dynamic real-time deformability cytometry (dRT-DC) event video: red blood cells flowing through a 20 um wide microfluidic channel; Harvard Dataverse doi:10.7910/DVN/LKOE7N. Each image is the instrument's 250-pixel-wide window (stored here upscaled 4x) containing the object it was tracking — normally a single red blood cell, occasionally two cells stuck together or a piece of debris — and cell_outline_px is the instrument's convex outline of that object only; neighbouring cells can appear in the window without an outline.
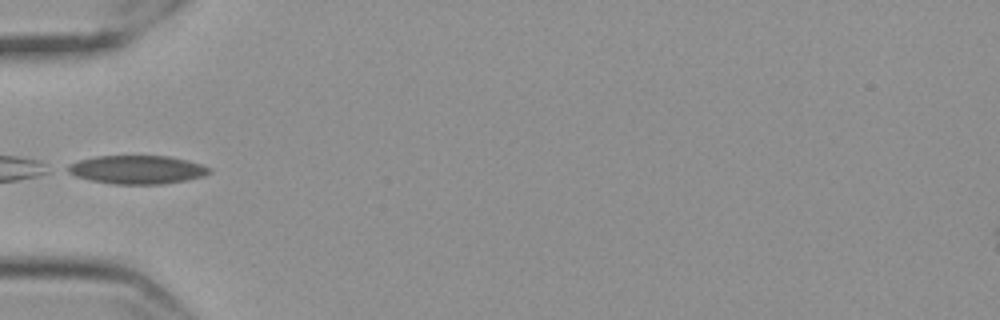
{"species": "Egyptian fruit bat (a non-hibernating species)", "species_latin": "Rousettus aegyptiacus", "temperature_condition": "cold", "stored_images_in_passage": 37, "camera_frame_rate_fps": 3000, "um_per_image_px": 0.085, "frame": {"image": 1, "passage_image": 1, "time_ms": 0.0, "image_size_px": [1000, 320], "cell_outline_px": [[212, 172], [204, 176], [164, 184], [112, 184], [92, 180], [76, 176], [68, 172], [68, 164], [80, 160], [96, 156], [168, 156], [188, 160], [212, 168]], "centroid_in_image_um": [11.69, 14.42], "position_along_channel_um": 73.3, "area_um2": 23.41}}
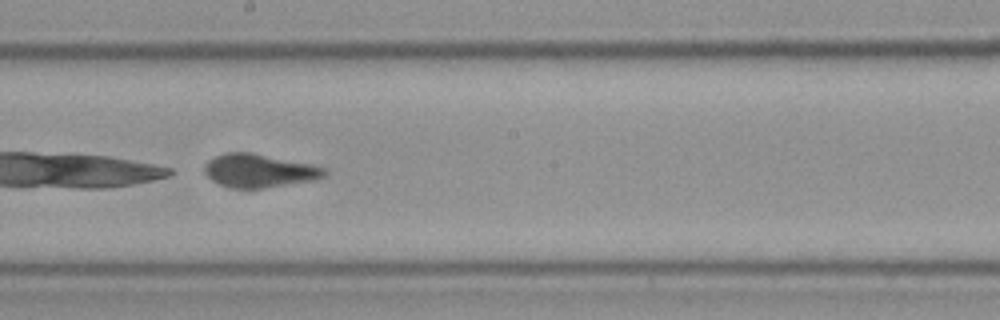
{"frame": {"image": 2, "passage_image": 14, "time_ms": 4.333, "image_size_px": [1000, 320], "cell_outline_px": [[328, 172], [324, 176], [316, 180], [264, 188], [236, 188], [220, 184], [212, 180], [204, 172], [204, 164], [208, 160], [216, 156], [228, 152], [248, 152], [312, 164], [328, 168]], "centroid_in_image_um": [22.06, 14.51], "position_along_channel_um": 226.1, "area_um2": 23.29}}
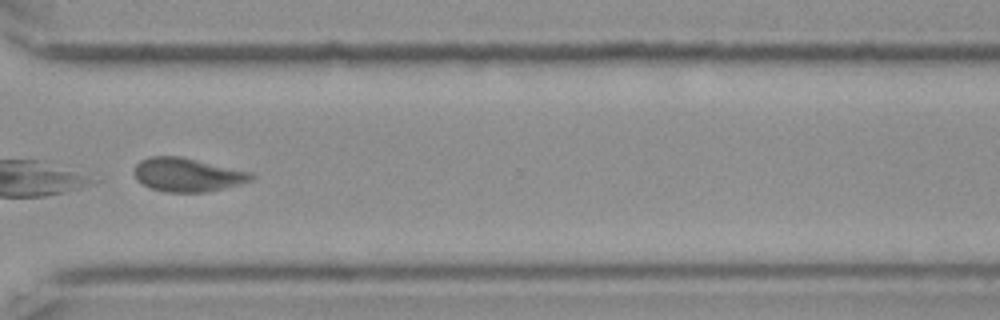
{"frame": {"image": 3, "passage_image": 25, "time_ms": 8.0, "image_size_px": [1000, 320], "cell_outline_px": [[252, 180], [204, 192], [164, 192], [148, 188], [140, 184], [136, 180], [132, 172], [136, 164], [140, 160], [148, 156], [180, 156], [252, 172]], "centroid_in_image_um": [15.81, 14.84], "position_along_channel_um": 354.8, "area_um2": 23.0}, "authors_computed_cell_mechanics": {"area_um2": 22.3686, "velocity_mm_per_s": 3.5101, "shape_relaxation_time_tau1_ms": null, "shape_relaxation_time_tau2_ms": 3.2081, "deformation_change_tau1": null, "deformation_change_tau2": 0.0705}}